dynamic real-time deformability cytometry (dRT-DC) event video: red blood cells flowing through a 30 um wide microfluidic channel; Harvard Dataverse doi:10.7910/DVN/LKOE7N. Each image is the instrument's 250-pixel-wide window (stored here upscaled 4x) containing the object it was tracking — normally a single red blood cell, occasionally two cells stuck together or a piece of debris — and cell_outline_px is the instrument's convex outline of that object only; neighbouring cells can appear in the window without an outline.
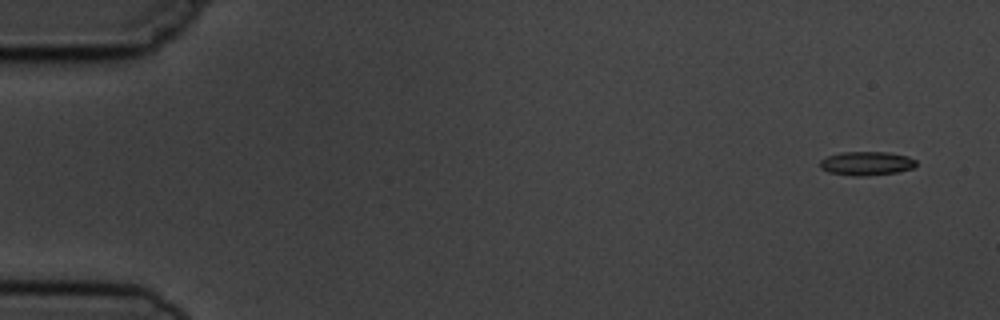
{"species": "common noctule bat (a hibernating species)", "species_latin": "Nyctalus noctula", "temperature_condition": "cold", "stored_images_in_passage": 4, "camera_frame_rate_fps": 3000, "um_per_image_px": 0.085, "animal": {"sex": "male", "body_mass_g": 19.5, "forearm_length_mm": 54.6}, "frame": {"image": 1, "passage_image": 1, "time_ms": 0.0, "image_size_px": [1000, 320], "cell_outline_px": [[916, 164], [912, 168], [896, 172], [868, 176], [852, 176], [828, 172], [820, 168], [820, 160], [828, 156], [840, 152], [888, 152], [908, 156], [916, 160]], "centroid_in_image_um": [73.63, 13.89], "position_along_channel_um": 11.4, "area_um2": 13.41}}
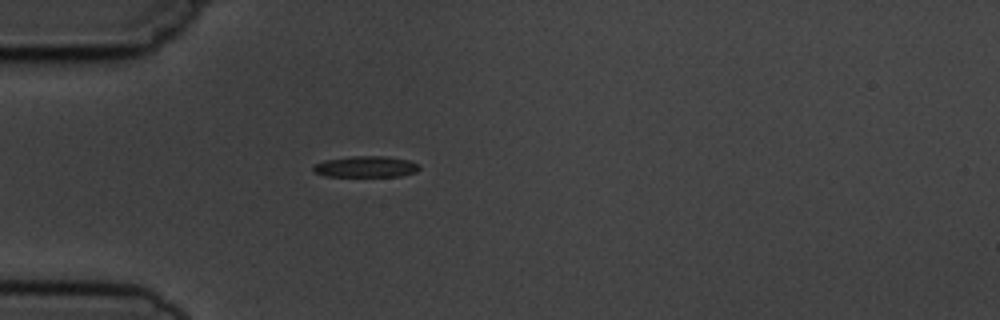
{"frame": {"image": 2, "passage_image": 4, "time_ms": 4.333, "image_size_px": [1000, 320], "cell_outline_px": [[420, 168], [416, 172], [400, 176], [324, 176], [312, 172], [312, 168], [316, 164], [324, 160], [352, 156], [388, 156], [408, 160], [420, 164]], "centroid_in_image_um": [31.1, 14.17], "position_along_channel_um": 53.9, "area_um2": 13.18}}